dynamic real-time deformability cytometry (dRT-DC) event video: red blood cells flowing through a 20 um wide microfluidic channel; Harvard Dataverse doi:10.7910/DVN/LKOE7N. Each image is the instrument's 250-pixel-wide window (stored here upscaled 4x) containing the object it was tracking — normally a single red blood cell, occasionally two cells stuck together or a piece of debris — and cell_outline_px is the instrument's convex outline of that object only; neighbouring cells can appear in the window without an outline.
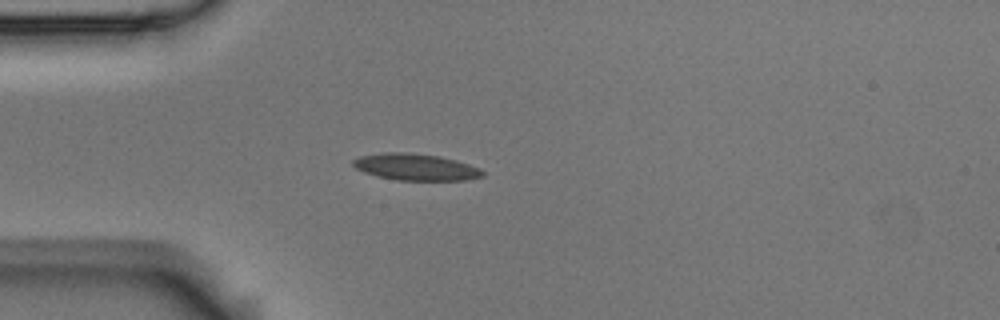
{"species": "Egyptian fruit bat (a non-hibernating species)", "species_latin": "Rousettus aegyptiacus", "temperature_condition": "room temperature", "stored_images_in_passage": 3, "camera_frame_rate_fps": 3000, "um_per_image_px": 0.085, "animal": {"sex": "male"}, "frame": {"image": 1, "passage_image": 3, "time_ms": 0.667, "image_size_px": [1000, 320], "cell_outline_px": [[484, 176], [464, 180], [396, 180], [376, 176], [364, 172], [356, 168], [352, 164], [352, 160], [360, 156], [384, 152], [400, 152], [440, 156], [456, 160], [480, 168], [484, 172]], "centroid_in_image_um": [35.32, 14.2], "position_along_channel_um": 49.7, "area_um2": 20.06}}